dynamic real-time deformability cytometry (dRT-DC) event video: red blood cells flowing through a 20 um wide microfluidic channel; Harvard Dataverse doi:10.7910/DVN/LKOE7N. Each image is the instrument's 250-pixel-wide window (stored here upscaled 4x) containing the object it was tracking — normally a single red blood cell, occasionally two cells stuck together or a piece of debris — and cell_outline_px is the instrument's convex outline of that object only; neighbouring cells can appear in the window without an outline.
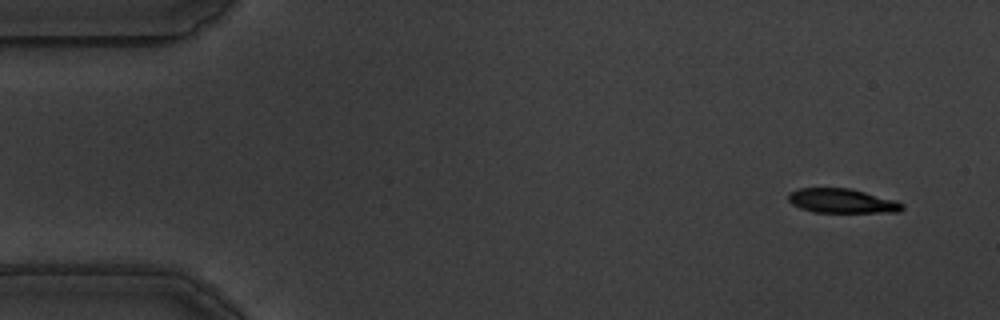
{"species": "common noctule bat (a hibernating species)", "species_latin": "Nyctalus noctula", "temperature_condition": "warm", "stored_images_in_passage": 57, "camera_frame_rate_fps": 3000, "um_per_image_px": 0.085, "animal": {"sex": "male", "body_mass_g": 19.5, "forearm_length_mm": 54.6}, "frame": {"image": 1, "passage_image": 4, "time_ms": 1.0, "image_size_px": [1000, 320], "cell_outline_px": [[904, 208], [900, 212], [812, 212], [800, 208], [792, 204], [788, 200], [788, 192], [800, 188], [852, 188], [896, 200], [904, 204]], "centroid_in_image_um": [71.58, 17.07], "position_along_channel_um": 13.4, "area_um2": 16.36}}
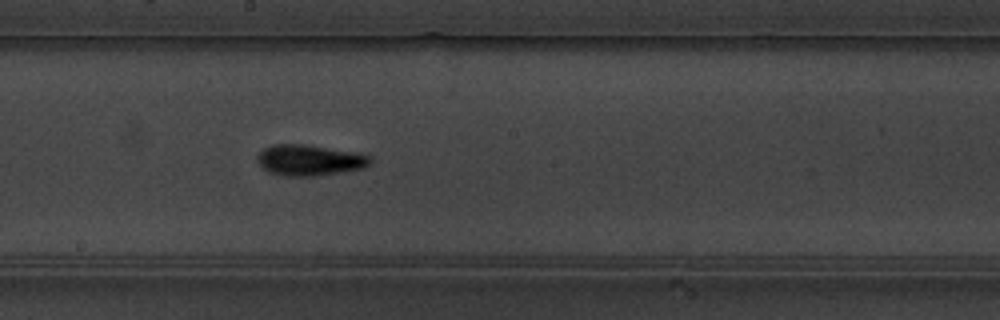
{"frame": {"image": 2, "passage_image": 31, "time_ms": 10.0, "image_size_px": [1000, 320], "cell_outline_px": [[372, 164], [364, 168], [316, 176], [284, 176], [268, 172], [260, 164], [256, 156], [264, 148], [272, 144], [304, 144], [352, 152], [372, 156]], "centroid_in_image_um": [26.31, 13.62], "position_along_channel_um": 221.9, "area_um2": 20.29}}
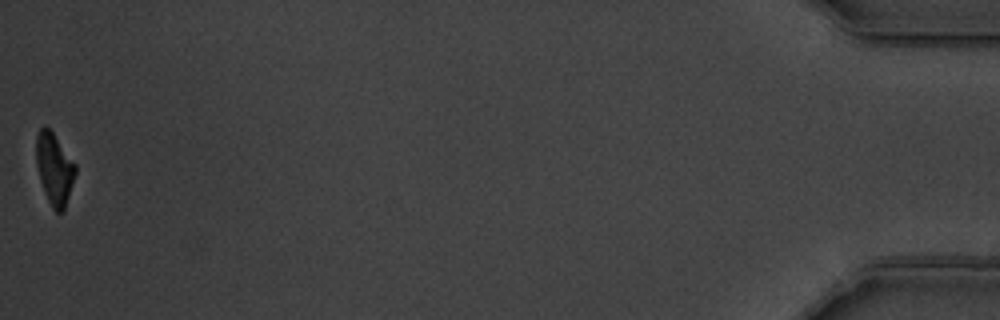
{"frame": {"image": 3, "passage_image": 57, "time_ms": 18.667, "image_size_px": [1000, 320], "cell_outline_px": [[76, 172], [64, 212], [56, 212], [52, 208], [48, 200], [36, 164], [36, 136], [40, 128], [44, 124], [52, 132], [76, 164]], "centroid_in_image_um": [4.63, 14.34], "position_along_channel_um": 430.6, "area_um2": 16.13}, "authors_computed_cell_mechanics": {"area_um2": 17.918, "velocity_mm_per_s": 3.5461, "shape_relaxation_time_tau1_ms": 2.0991, "shape_relaxation_time_tau2_ms": 3.0043, "deformation_change_tau1": 0.1667, "deformation_change_tau2": 0.0986}}